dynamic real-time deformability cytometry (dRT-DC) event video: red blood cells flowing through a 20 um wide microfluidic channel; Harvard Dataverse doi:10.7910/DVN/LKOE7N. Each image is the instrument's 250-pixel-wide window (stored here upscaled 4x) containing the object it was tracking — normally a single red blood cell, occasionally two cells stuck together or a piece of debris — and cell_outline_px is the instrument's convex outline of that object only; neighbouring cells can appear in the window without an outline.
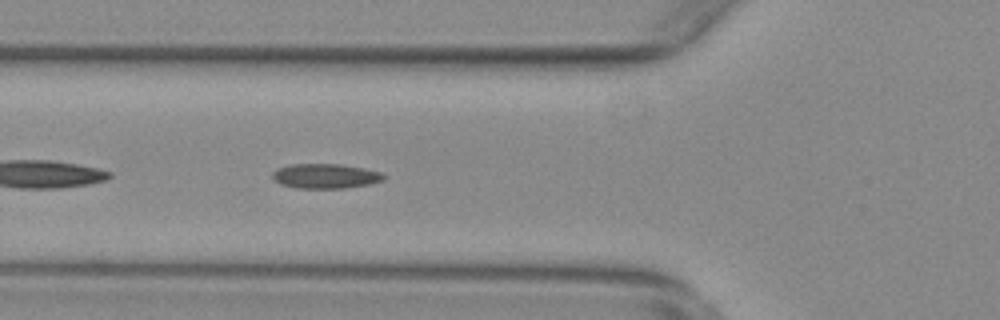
{"species": "common noctule bat (a hibernating species)", "species_latin": "Nyctalus noctula", "temperature_condition": "warm", "stored_images_in_passage": 40, "camera_frame_rate_fps": 3000, "um_per_image_px": 0.085, "animal": {"sex": "female", "body_mass_g": 29.2, "forearm_length_mm": 56.3}, "frame": {"image": 1, "passage_image": 5, "time_ms": 1.333, "image_size_px": [1000, 320], "cell_outline_px": [[388, 176], [384, 180], [368, 184], [348, 188], [296, 188], [280, 184], [272, 176], [272, 172], [276, 168], [288, 164], [340, 164], [364, 168], [380, 172]], "centroid_in_image_um": [27.66, 14.96], "position_along_channel_um": 98.1, "area_um2": 16.18}}
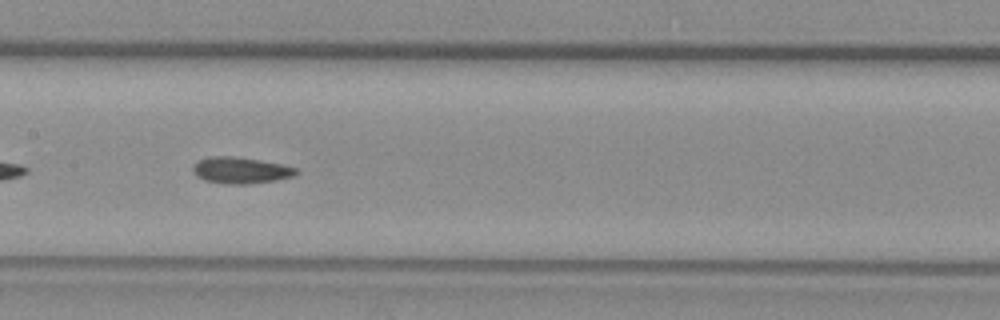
{"frame": {"image": 2, "passage_image": 12, "time_ms": 3.667, "image_size_px": [1000, 320], "cell_outline_px": [[300, 172], [296, 176], [276, 180], [248, 184], [224, 184], [204, 180], [196, 176], [192, 172], [192, 168], [200, 160], [208, 156], [232, 156], [260, 160], [280, 164], [296, 168]], "centroid_in_image_um": [20.47, 14.48], "position_along_channel_um": 186.9, "area_um2": 15.95}}
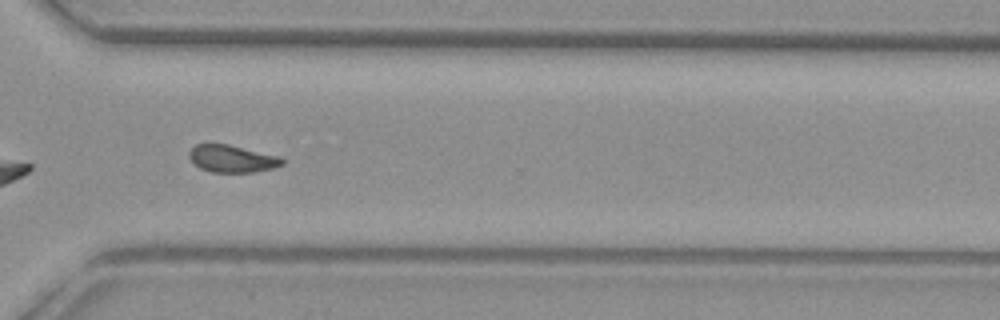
{"frame": {"image": 3, "passage_image": 25, "time_ms": 8.0, "image_size_px": [1000, 320], "cell_outline_px": [[284, 164], [272, 168], [252, 172], [212, 172], [200, 168], [188, 156], [188, 152], [196, 144], [228, 144], [280, 156], [284, 160]], "centroid_in_image_um": [19.74, 13.48], "position_along_channel_um": 350.9, "area_um2": 14.68}, "authors_computed_cell_mechanics": {"area_um2": 15.2014, "velocity_mm_per_s": 3.7916, "shape_relaxation_time_tau1_ms": null, "shape_relaxation_time_tau2_ms": 3.1371, "deformation_change_tau1": null, "deformation_change_tau2": 0.0842}}